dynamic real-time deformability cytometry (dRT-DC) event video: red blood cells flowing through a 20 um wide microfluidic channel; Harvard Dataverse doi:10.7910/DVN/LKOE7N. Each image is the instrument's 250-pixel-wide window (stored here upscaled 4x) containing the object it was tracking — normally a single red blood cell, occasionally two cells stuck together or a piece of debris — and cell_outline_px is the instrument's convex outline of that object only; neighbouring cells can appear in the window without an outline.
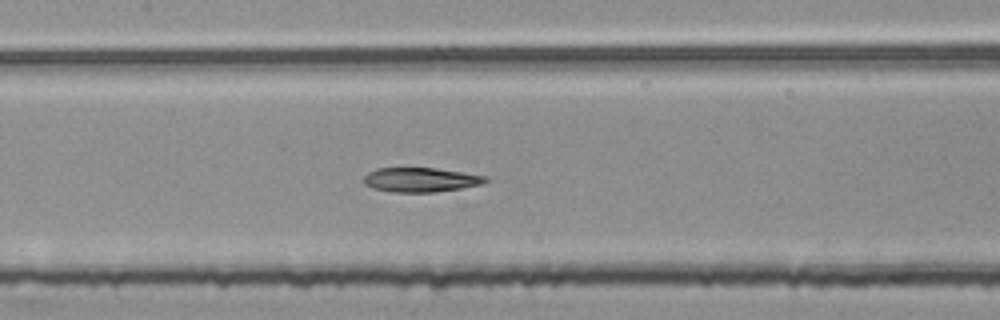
{"species": "common noctule bat (a hibernating species)", "species_latin": "Nyctalus noctula", "temperature_condition": "room temperature", "stored_images_in_passage": 53, "segment_of_instrument_passage": [2, 2], "camera_frame_rate_fps": 3000, "um_per_image_px": 0.085, "animal": {"sex": "female", "body_mass_g": 25.1}, "frame": {"image": 1, "passage_image": 26, "time_ms": 8.333, "image_size_px": [1000, 320], "cell_outline_px": [[488, 180], [484, 184], [436, 192], [388, 192], [364, 184], [364, 176], [368, 172], [376, 168], [436, 168], [488, 176]], "centroid_in_image_um": [35.78, 15.28], "position_along_channel_um": 171.6, "area_um2": 17.34}}
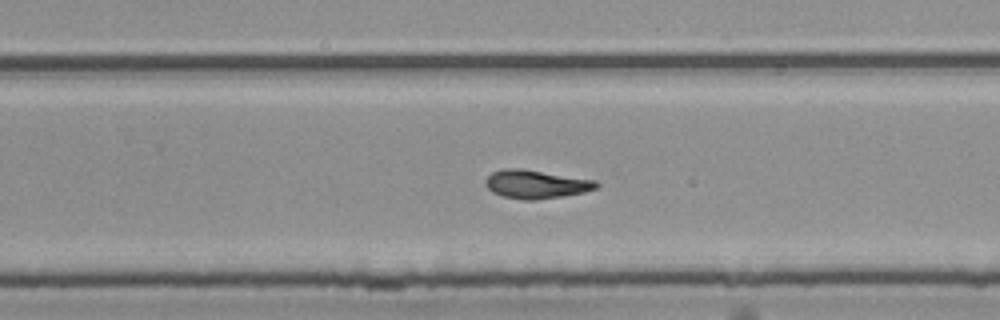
{"frame": {"image": 2, "passage_image": 35, "time_ms": 11.333, "image_size_px": [1000, 320], "cell_outline_px": [[600, 184], [596, 188], [584, 192], [536, 200], [524, 200], [504, 196], [492, 192], [484, 184], [484, 180], [492, 172], [504, 168], [520, 168], [596, 180]], "centroid_in_image_um": [45.54, 15.65], "position_along_channel_um": 284.3, "area_um2": 18.32}}
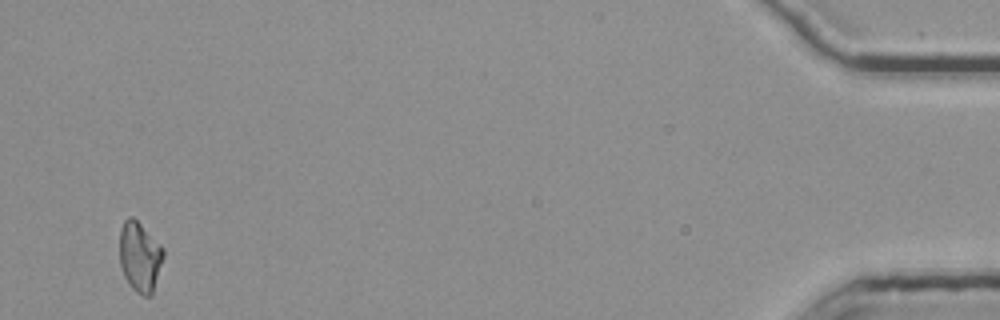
{"frame": {"image": 3, "passage_image": 53, "time_ms": 17.333, "image_size_px": [1000, 320], "cell_outline_px": [[164, 256], [152, 296], [144, 296], [136, 292], [128, 284], [124, 276], [120, 264], [120, 228], [124, 220], [128, 216], [132, 216], [164, 248]], "centroid_in_image_um": [11.88, 21.84], "position_along_channel_um": 423.3, "area_um2": 17.92}}